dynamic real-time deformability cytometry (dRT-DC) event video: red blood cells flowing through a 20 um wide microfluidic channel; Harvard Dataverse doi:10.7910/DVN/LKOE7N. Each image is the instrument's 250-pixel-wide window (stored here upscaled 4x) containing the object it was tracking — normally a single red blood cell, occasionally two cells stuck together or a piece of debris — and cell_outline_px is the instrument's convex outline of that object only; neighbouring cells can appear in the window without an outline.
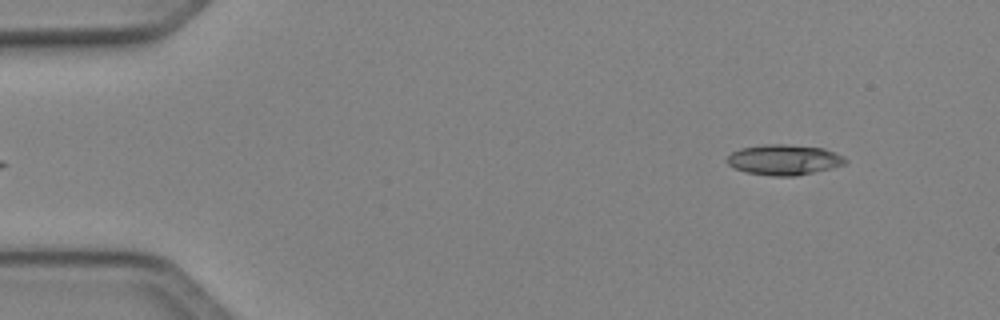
{"species": "Egyptian fruit bat (a non-hibernating species)", "species_latin": "Rousettus aegyptiacus", "temperature_condition": "cold", "stored_images_in_passage": 46, "camera_frame_rate_fps": 3000, "um_per_image_px": 0.085, "animal": {"sex": "female"}, "frame": {"image": 1, "passage_image": 2, "time_ms": 0.333, "image_size_px": [1000, 320], "cell_outline_px": [[848, 160], [844, 164], [796, 176], [772, 176], [744, 172], [728, 164], [728, 156], [732, 152], [740, 148], [764, 144], [784, 144], [824, 148], [844, 156]], "centroid_in_image_um": [66.63, 13.57], "position_along_channel_um": 18.4, "area_um2": 20.81}}
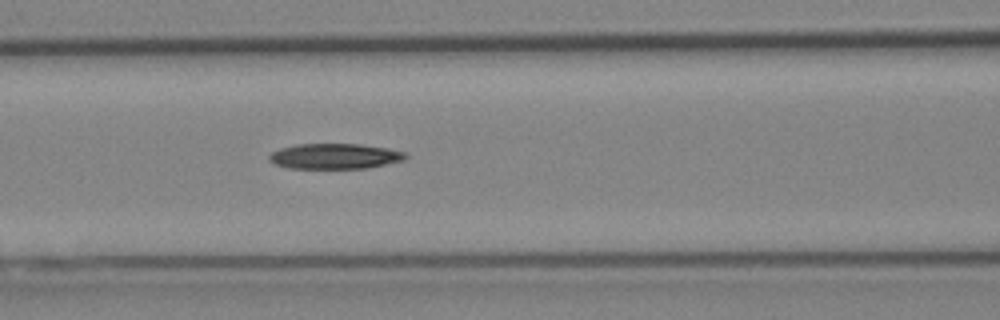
{"frame": {"image": 2, "passage_image": 18, "time_ms": 5.667, "image_size_px": [1000, 320], "cell_outline_px": [[408, 156], [404, 160], [368, 168], [288, 168], [276, 164], [268, 160], [268, 156], [272, 152], [280, 148], [296, 144], [360, 144], [388, 148], [404, 152]], "centroid_in_image_um": [28.45, 13.27], "position_along_channel_um": 138.1, "area_um2": 20.17}}
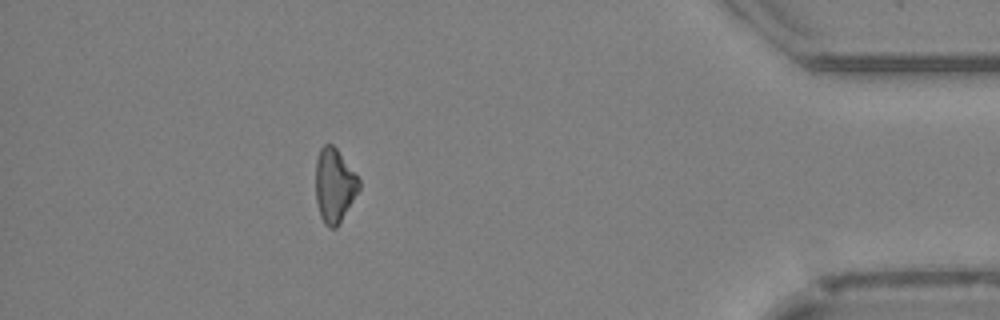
{"frame": {"image": 3, "passage_image": 41, "time_ms": 13.333, "image_size_px": [1000, 320], "cell_outline_px": [[360, 188], [336, 228], [328, 228], [324, 224], [320, 216], [316, 200], [316, 160], [320, 148], [324, 144], [332, 144], [336, 148], [356, 172], [360, 180]], "centroid_in_image_um": [28.42, 15.74], "position_along_channel_um": 406.8, "area_um2": 18.73}}